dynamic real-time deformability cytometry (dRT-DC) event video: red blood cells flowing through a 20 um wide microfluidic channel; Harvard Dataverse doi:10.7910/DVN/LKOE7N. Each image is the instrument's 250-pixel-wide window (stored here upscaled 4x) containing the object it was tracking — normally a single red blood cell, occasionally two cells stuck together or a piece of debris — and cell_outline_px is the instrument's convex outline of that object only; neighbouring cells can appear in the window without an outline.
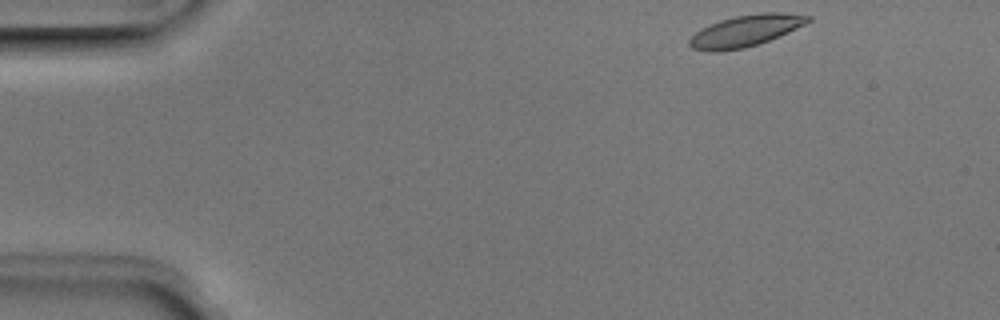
{"species": "Egyptian fruit bat (a non-hibernating species)", "species_latin": "Rousettus aegyptiacus", "temperature_condition": "room temperature", "stored_images_in_passage": 4, "camera_frame_rate_fps": 3000, "um_per_image_px": 0.085, "animal": {"sex": "male"}, "frame": {"image": 1, "passage_image": 1, "time_ms": 0.0, "image_size_px": [1000, 320], "cell_outline_px": [[812, 20], [780, 36], [744, 48], [720, 52], [708, 52], [692, 48], [688, 44], [688, 40], [700, 28], [720, 20], [736, 16], [760, 12], [784, 12], [812, 16]], "centroid_in_image_um": [63.35, 2.62], "position_along_channel_um": 21.6, "area_um2": 21.85}}
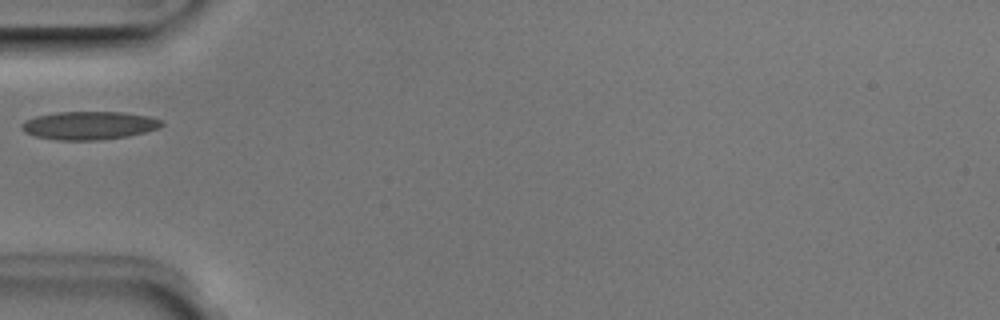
{"frame": {"image": 2, "passage_image": 4, "time_ms": 1.0, "image_size_px": [1000, 320], "cell_outline_px": [[164, 124], [160, 128], [128, 136], [96, 140], [56, 140], [36, 136], [24, 132], [20, 128], [20, 124], [24, 120], [36, 116], [56, 112], [124, 112], [148, 116], [164, 120]], "centroid_in_image_um": [7.57, 10.66], "position_along_channel_um": 77.4, "area_um2": 23.18}}